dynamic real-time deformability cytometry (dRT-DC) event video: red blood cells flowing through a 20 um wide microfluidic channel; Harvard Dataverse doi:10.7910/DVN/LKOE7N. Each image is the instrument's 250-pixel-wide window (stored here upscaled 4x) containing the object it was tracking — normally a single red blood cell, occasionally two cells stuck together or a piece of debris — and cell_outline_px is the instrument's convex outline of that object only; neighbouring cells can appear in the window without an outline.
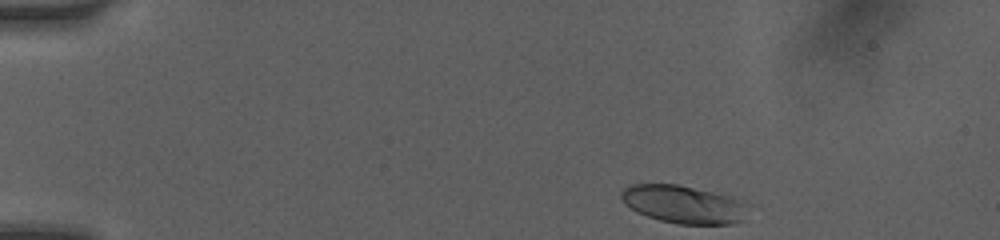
{"species": "human", "species_latin": "Homo sapiens", "temperature_condition": "room temperature", "stored_images_in_passage": 16, "camera_frame_rate_fps": 3000, "um_per_image_px": 0.085, "donor": {"sex": "female"}, "frame": {"image": 1, "passage_image": 1, "time_ms": 0.0, "image_size_px": [1000, 240], "cell_outline_px": [[740, 220], [732, 224], [680, 224], [660, 220], [636, 212], [624, 204], [620, 196], [620, 192], [624, 188], [632, 184], [676, 184], [712, 192], [728, 196], [736, 200], [740, 204]], "centroid_in_image_um": [57.9, 17.36], "position_along_channel_um": 27.1, "area_um2": 26.99}}
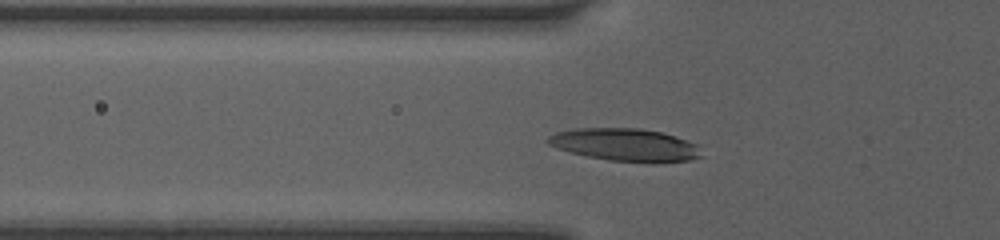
{"frame": {"image": 2, "passage_image": 11, "time_ms": 3.333, "image_size_px": [1000, 240], "cell_outline_px": [[704, 156], [688, 160], [608, 160], [568, 152], [556, 148], [548, 144], [544, 140], [548, 136], [556, 132], [576, 128], [640, 128], [660, 132], [676, 136], [696, 144]], "centroid_in_image_um": [53.05, 12.27], "position_along_channel_um": 72.7, "area_um2": 28.5}}
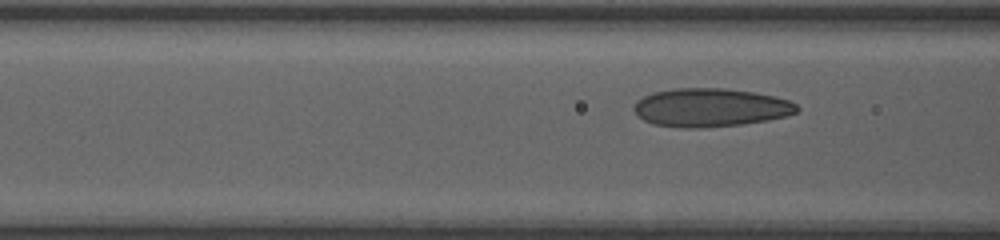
{"frame": {"image": 3, "passage_image": 16, "time_ms": 4.667, "image_size_px": [1000, 240], "cell_outline_px": [[800, 108], [796, 112], [788, 116], [768, 120], [740, 124], [700, 128], [684, 128], [652, 124], [636, 116], [632, 108], [636, 100], [652, 92], [672, 88], [724, 88], [752, 92], [776, 96], [788, 100], [796, 104]], "centroid_in_image_um": [60.35, 9.14], "position_along_channel_um": 106.2, "area_um2": 36.82}}